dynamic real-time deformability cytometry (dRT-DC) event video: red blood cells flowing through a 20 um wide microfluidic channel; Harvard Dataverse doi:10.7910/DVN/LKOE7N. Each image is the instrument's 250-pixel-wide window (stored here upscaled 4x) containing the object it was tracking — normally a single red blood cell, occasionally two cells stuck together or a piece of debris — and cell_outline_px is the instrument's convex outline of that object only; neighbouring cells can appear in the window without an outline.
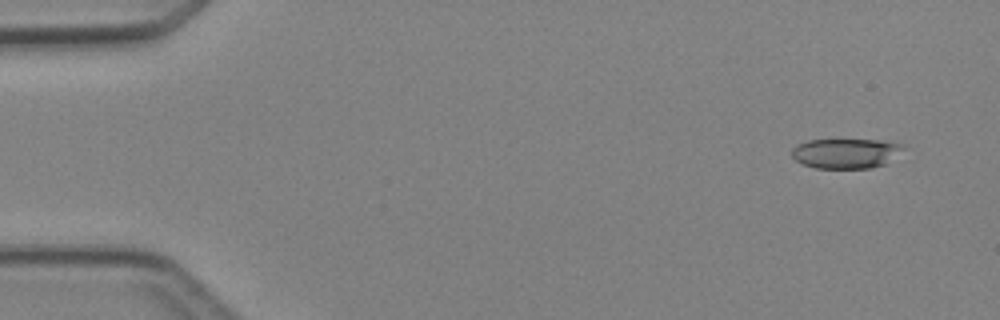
{"species": "Egyptian fruit bat (a non-hibernating species)", "species_latin": "Rousettus aegyptiacus", "temperature_condition": "cold", "stored_images_in_passage": 4, "camera_frame_rate_fps": 3000, "um_per_image_px": 0.085, "animal": {"sex": "female"}, "frame": {"image": 1, "passage_image": 1, "time_ms": 0.0, "image_size_px": [1000, 320], "cell_outline_px": [[904, 148], [888, 164], [872, 168], [816, 168], [804, 164], [796, 160], [792, 156], [792, 148], [796, 144], [808, 140], [880, 140], [904, 144]], "centroid_in_image_um": [71.92, 13.03], "position_along_channel_um": 13.1, "area_um2": 19.54}}
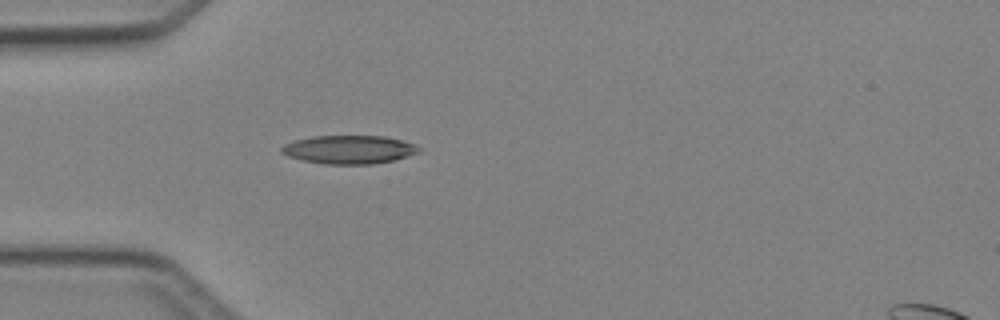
{"frame": {"image": 2, "passage_image": 4, "time_ms": 3.667, "image_size_px": [1000, 320], "cell_outline_px": [[420, 152], [396, 160], [372, 164], [324, 164], [304, 160], [288, 156], [280, 152], [280, 148], [284, 144], [296, 140], [312, 136], [384, 136], [416, 144], [420, 148]], "centroid_in_image_um": [29.69, 12.71], "position_along_channel_um": 55.3, "area_um2": 22.77}}